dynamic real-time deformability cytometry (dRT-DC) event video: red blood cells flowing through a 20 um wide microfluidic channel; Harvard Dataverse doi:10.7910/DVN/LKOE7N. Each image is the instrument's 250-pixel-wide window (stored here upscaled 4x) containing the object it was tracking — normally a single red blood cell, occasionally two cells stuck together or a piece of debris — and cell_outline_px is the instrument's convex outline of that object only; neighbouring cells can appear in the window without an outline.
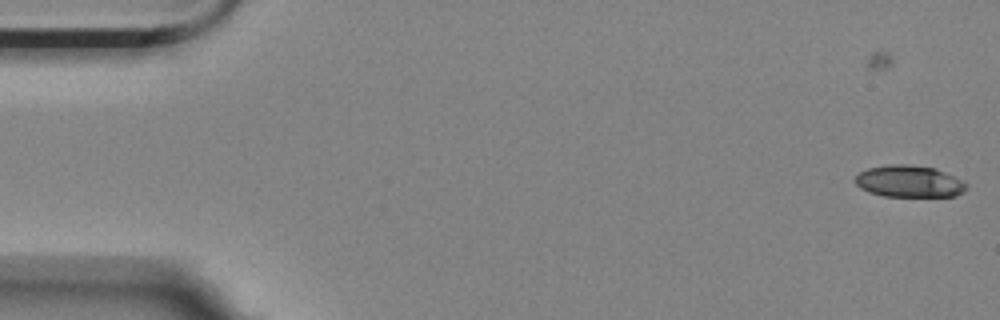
{"species": "Egyptian fruit bat (a non-hibernating species)", "species_latin": "Rousettus aegyptiacus", "temperature_condition": "room temperature", "stored_images_in_passage": 2, "camera_frame_rate_fps": 3000, "um_per_image_px": 0.085, "animal": {"sex": "female"}, "frame": {"image": 1, "passage_image": 2, "time_ms": 0.333, "image_size_px": [1000, 320], "cell_outline_px": [[968, 188], [956, 196], [884, 196], [868, 192], [860, 188], [852, 180], [860, 172], [868, 168], [888, 164], [908, 164], [936, 168], [968, 184]], "centroid_in_image_um": [77.25, 15.41], "position_along_channel_um": 7.8, "area_um2": 20.69}}